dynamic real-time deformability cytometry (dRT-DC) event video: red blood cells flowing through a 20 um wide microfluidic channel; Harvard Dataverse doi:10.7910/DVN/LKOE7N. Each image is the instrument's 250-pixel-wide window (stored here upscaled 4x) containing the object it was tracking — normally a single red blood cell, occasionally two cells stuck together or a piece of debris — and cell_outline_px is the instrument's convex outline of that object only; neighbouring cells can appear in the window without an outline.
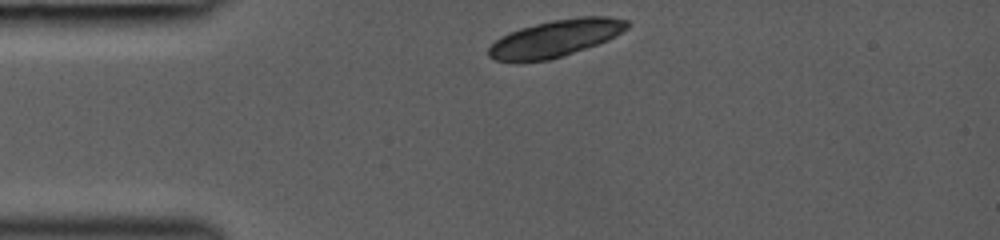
{"species": "common noctule bat (a hibernating species)", "species_latin": "Nyctalus noctula", "temperature_condition": "room temperature", "stored_images_in_passage": 21, "camera_frame_rate_fps": 3000, "um_per_image_px": 0.085, "animal": {"sex": "female", "body_mass_g": 19.0, "forearm_length_mm": 53.3}, "frame": {"image": 1, "passage_image": 1, "time_ms": 0.0, "image_size_px": [1000, 240], "cell_outline_px": [[632, 24], [628, 28], [616, 36], [608, 40], [552, 60], [516, 64], [496, 60], [488, 56], [488, 48], [500, 36], [520, 28], [552, 20], [580, 16], [608, 16], [628, 20]], "centroid_in_image_um": [47.2, 3.28], "position_along_channel_um": 37.8, "area_um2": 30.46}}